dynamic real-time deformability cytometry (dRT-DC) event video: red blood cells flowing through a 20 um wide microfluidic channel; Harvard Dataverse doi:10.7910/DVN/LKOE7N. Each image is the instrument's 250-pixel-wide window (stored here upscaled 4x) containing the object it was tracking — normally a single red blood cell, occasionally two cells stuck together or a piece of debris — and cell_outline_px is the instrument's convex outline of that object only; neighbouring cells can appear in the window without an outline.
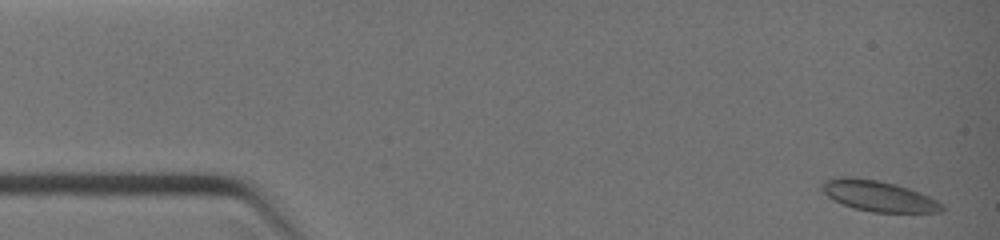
{"species": "common noctule bat (a hibernating species)", "species_latin": "Nyctalus noctula", "temperature_condition": "warm", "stored_images_in_passage": 47, "camera_frame_rate_fps": 3000, "um_per_image_px": 0.085, "animal": {"sex": "female", "body_mass_g": 19.0, "forearm_length_mm": 51.5}, "frame": {"image": 1, "passage_image": 1, "time_ms": 0.0, "image_size_px": [1000, 240], "cell_outline_px": [[944, 208], [940, 212], [872, 212], [856, 208], [844, 204], [828, 196], [820, 188], [824, 180], [840, 176], [848, 176], [880, 180], [896, 184], [920, 192], [936, 200]], "centroid_in_image_um": [74.65, 16.63], "position_along_channel_um": 10.4, "area_um2": 21.27}}
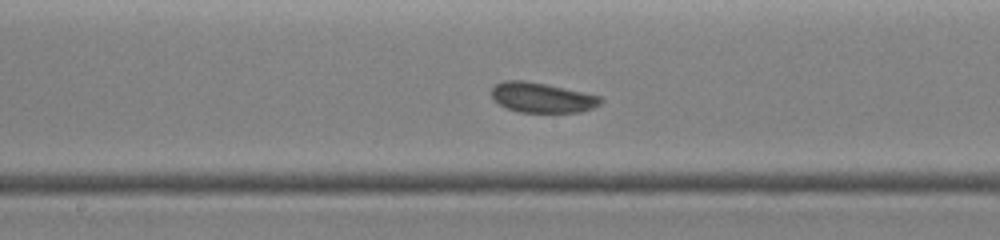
{"frame": {"image": 2, "passage_image": 29, "time_ms": 6.0, "image_size_px": [1000, 240], "cell_outline_px": [[604, 100], [600, 104], [592, 108], [580, 112], [520, 112], [508, 108], [492, 100], [492, 88], [496, 84], [504, 80], [524, 80], [544, 84], [600, 96]], "centroid_in_image_um": [46.05, 8.3], "position_along_channel_um": 202.1, "area_um2": 18.84}}
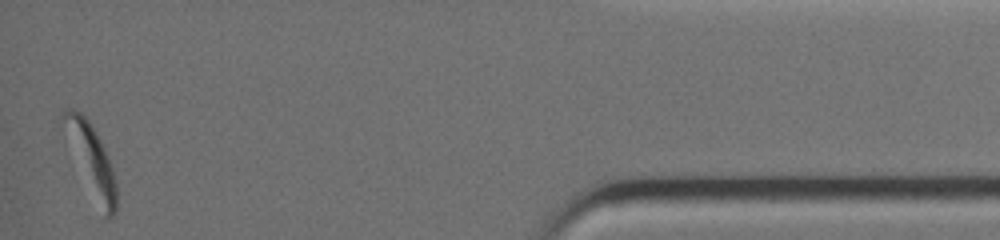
{"frame": {"image": 3, "passage_image": 47, "time_ms": 11.667, "image_size_px": [1000, 240], "cell_outline_px": [[116, 212], [108, 220], [104, 216], [64, 116], [64, 108], [72, 108], [80, 112], [88, 120], [96, 132], [108, 156], [116, 180]], "centroid_in_image_um": [7.97, 13.64], "position_along_channel_um": 427.2, "area_um2": 17.98}}